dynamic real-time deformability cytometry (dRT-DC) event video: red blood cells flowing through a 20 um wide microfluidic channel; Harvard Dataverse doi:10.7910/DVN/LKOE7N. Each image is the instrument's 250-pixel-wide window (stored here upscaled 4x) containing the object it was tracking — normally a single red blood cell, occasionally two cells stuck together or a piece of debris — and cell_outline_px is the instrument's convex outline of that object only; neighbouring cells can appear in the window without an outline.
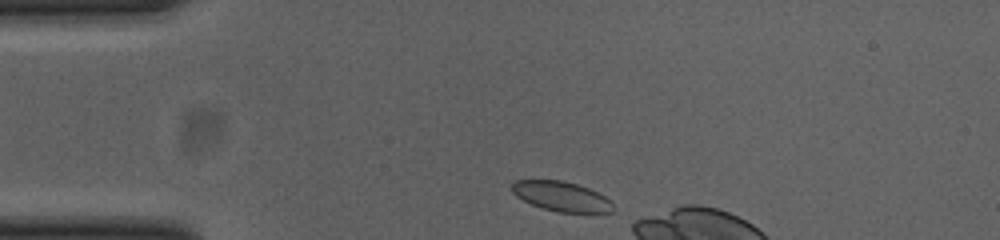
{"species": "common noctule bat (a hibernating species)", "species_latin": "Nyctalus noctula", "temperature_condition": "cold", "stored_images_in_passage": 6, "camera_frame_rate_fps": 3000, "um_per_image_px": 0.085, "animal": {"sex": "female", "body_mass_g": 23.0, "forearm_length_mm": 53.4}, "frame": {"image": 1, "passage_image": 1, "time_ms": 0.0, "image_size_px": [1000, 240], "cell_outline_px": [[612, 212], [556, 212], [540, 208], [516, 196], [512, 192], [512, 184], [516, 180], [560, 180], [576, 184], [588, 188], [612, 200]], "centroid_in_image_um": [47.7, 16.69], "position_along_channel_um": 37.3, "area_um2": 17.4}}